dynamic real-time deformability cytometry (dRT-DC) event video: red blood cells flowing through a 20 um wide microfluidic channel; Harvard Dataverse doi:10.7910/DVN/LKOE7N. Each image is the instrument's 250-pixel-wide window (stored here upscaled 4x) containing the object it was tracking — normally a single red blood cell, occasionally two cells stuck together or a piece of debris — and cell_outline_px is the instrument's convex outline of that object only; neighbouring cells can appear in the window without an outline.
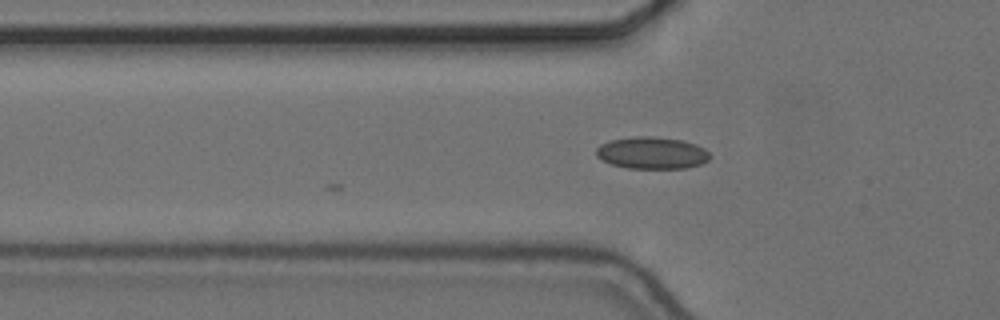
{"species": "common noctule bat (a hibernating species)", "species_latin": "Nyctalus noctula", "temperature_condition": "cold", "stored_images_in_passage": 5, "camera_frame_rate_fps": 3000, "um_per_image_px": 0.085, "animal": {"sex": "female", "body_mass_g": 24.6, "forearm_length_mm": 56.2}, "frame": {"image": 1, "passage_image": 3, "time_ms": 0.667, "image_size_px": [1000, 320], "cell_outline_px": [[712, 156], [708, 160], [700, 164], [688, 168], [628, 168], [612, 164], [596, 156], [596, 148], [600, 144], [608, 140], [636, 136], [656, 136], [684, 140], [696, 144], [704, 148]], "centroid_in_image_um": [55.43, 12.98], "position_along_channel_um": 70.4, "area_um2": 21.39}}